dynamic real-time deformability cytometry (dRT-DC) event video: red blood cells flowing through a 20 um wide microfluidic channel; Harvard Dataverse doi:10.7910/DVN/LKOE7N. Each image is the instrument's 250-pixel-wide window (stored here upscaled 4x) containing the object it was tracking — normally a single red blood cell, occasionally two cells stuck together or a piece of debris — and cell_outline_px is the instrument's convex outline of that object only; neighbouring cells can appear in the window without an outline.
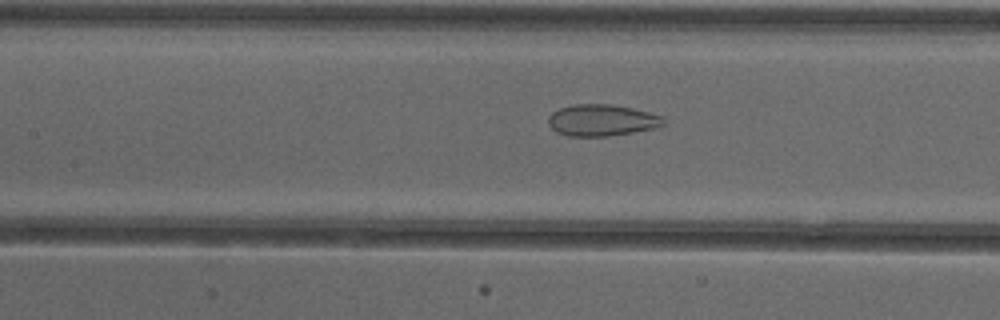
{"species": "common noctule bat (a hibernating species)", "species_latin": "Nyctalus noctula", "temperature_condition": "cold", "stored_images_in_passage": 52, "camera_frame_rate_fps": 3000, "um_per_image_px": 0.085, "animal": {"sex": "female"}, "frame": {"image": 1, "passage_image": 24, "time_ms": 7.667, "image_size_px": [1000, 320], "cell_outline_px": [[664, 124], [656, 128], [608, 136], [568, 136], [556, 132], [548, 124], [548, 116], [552, 112], [560, 108], [576, 104], [612, 104], [632, 108], [664, 116]], "centroid_in_image_um": [51.15, 10.22], "position_along_channel_um": 156.3, "area_um2": 21.21}}
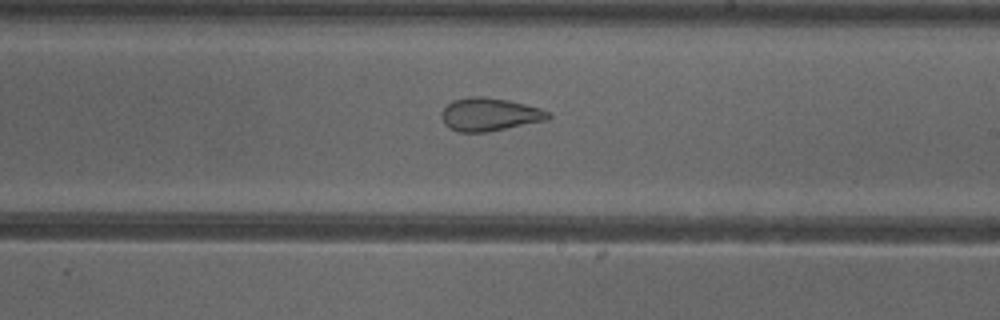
{"frame": {"image": 2, "passage_image": 31, "time_ms": 10.0, "image_size_px": [1000, 320], "cell_outline_px": [[552, 116], [548, 120], [488, 132], [460, 132], [444, 124], [440, 116], [440, 112], [452, 100], [468, 96], [484, 96], [508, 100], [540, 108], [548, 112]], "centroid_in_image_um": [41.6, 9.72], "position_along_channel_um": 247.4, "area_um2": 20.69}}
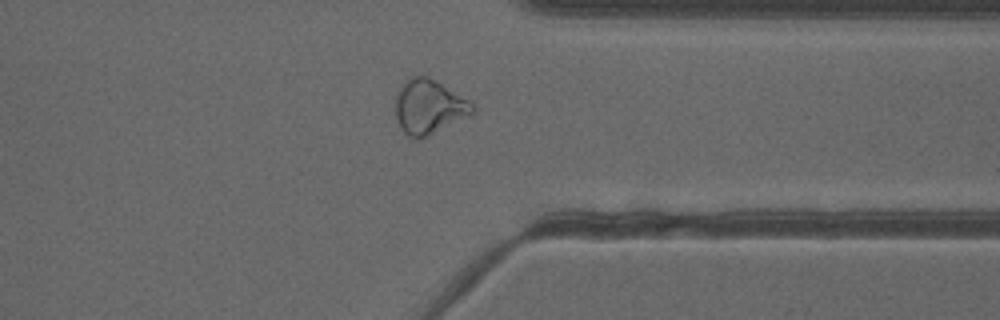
{"frame": {"image": 3, "passage_image": 41, "time_ms": 13.333, "image_size_px": [1000, 320], "cell_outline_px": [[476, 112], [472, 116], [428, 136], [416, 140], [408, 136], [400, 128], [396, 120], [396, 92], [408, 76], [428, 76], [468, 100], [476, 108]], "centroid_in_image_um": [36.46, 9.1], "position_along_channel_um": 374.9, "area_um2": 24.8}, "authors_computed_cell_mechanics": {"area_um2": 26.3279, "velocity_mm_per_s": 3.9182, "shape_relaxation_time_tau1_ms": null, "shape_relaxation_time_tau2_ms": 1.3385, "deformation_change_tau1": null, "deformation_change_tau2": 0.0782}}